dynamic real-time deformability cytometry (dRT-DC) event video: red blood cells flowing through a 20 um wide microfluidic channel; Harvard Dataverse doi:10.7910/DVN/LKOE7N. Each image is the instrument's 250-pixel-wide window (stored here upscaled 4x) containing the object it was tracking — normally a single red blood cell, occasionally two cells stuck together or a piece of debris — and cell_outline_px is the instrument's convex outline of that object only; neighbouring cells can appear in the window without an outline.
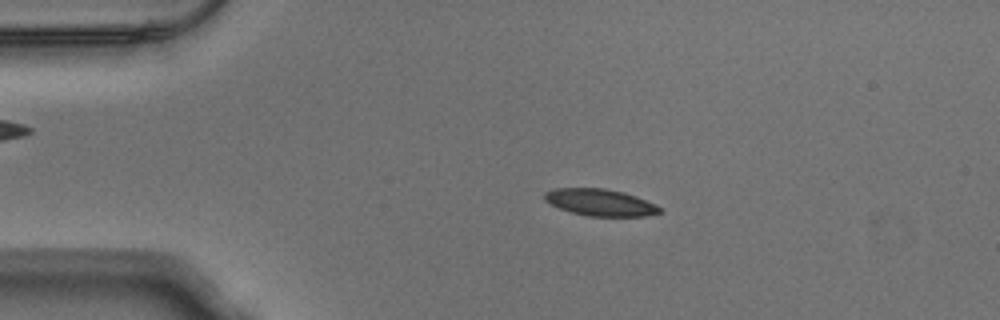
{"species": "Egyptian fruit bat (a non-hibernating species)", "species_latin": "Rousettus aegyptiacus", "temperature_condition": "warm", "stored_images_in_passage": 53, "camera_frame_rate_fps": 3000, "um_per_image_px": 0.085, "animal": {"sex": "male"}, "frame": {"image": 1, "passage_image": 11, "time_ms": 3.333, "image_size_px": [1000, 320], "cell_outline_px": [[660, 212], [644, 216], [588, 216], [572, 212], [560, 208], [544, 200], [544, 192], [552, 188], [604, 188], [624, 192], [636, 196], [656, 204], [660, 208]], "centroid_in_image_um": [50.99, 17.19], "position_along_channel_um": 34.0, "area_um2": 17.92}}
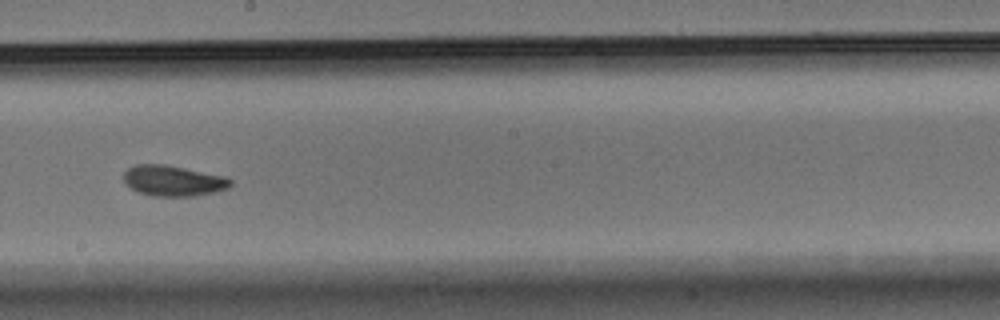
{"frame": {"image": 2, "passage_image": 30, "time_ms": 9.667, "image_size_px": [1000, 320], "cell_outline_px": [[232, 184], [228, 188], [212, 192], [192, 196], [152, 196], [140, 192], [132, 188], [124, 180], [124, 172], [128, 168], [136, 164], [164, 164], [228, 176], [232, 180]], "centroid_in_image_um": [14.76, 15.35], "position_along_channel_um": 233.4, "area_um2": 19.02}}
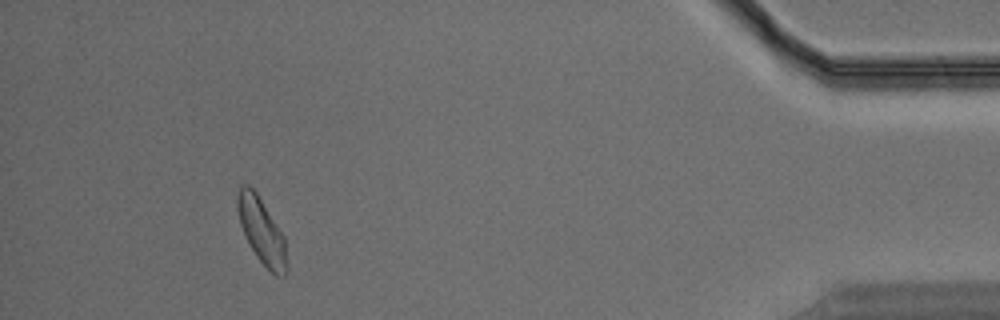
{"frame": {"image": 3, "passage_image": 49, "time_ms": 16.0, "image_size_px": [1000, 320], "cell_outline_px": [[288, 272], [284, 276], [276, 276], [256, 256], [248, 244], [244, 236], [240, 224], [236, 208], [236, 200], [240, 184], [248, 184], [256, 192], [284, 236], [288, 268]], "centroid_in_image_um": [22.22, 19.63], "position_along_channel_um": 413.0, "area_um2": 18.96}, "authors_computed_cell_mechanics": {"area_um2": 18.785, "velocity_mm_per_s": 3.8022, "shape_relaxation_time_tau1_ms": 3.4951, "shape_relaxation_time_tau2_ms": 2.7596, "deformation_change_tau1": 0.1228, "deformation_change_tau2": 0.0763}}